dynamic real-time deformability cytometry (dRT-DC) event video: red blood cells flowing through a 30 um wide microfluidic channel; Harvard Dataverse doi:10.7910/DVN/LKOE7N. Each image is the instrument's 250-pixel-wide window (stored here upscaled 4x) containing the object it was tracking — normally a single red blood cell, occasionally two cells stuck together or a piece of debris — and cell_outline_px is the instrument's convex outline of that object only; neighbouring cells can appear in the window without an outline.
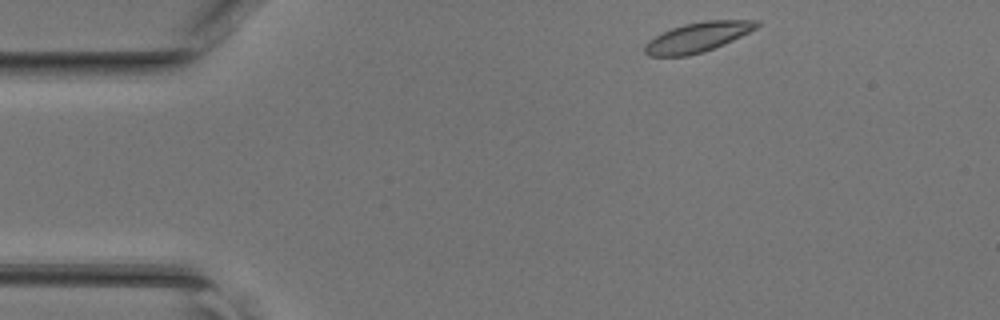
{"species": "common noctule bat (a hibernating species)", "species_latin": "Nyctalus noctula", "temperature_condition": "room temperature", "stored_images_in_passage": 40, "camera_frame_rate_fps": 3000, "um_per_image_px": 0.085, "animal": {"sex": "female", "body_mass_g": 17.0, "forearm_length_mm": 48.0}, "frame": {"image": 1, "passage_image": 1, "time_ms": 0.0, "image_size_px": [1000, 320], "cell_outline_px": [[760, 24], [756, 28], [724, 44], [704, 52], [688, 56], [648, 56], [644, 52], [644, 44], [648, 40], [672, 28], [684, 24], [704, 20], [760, 20]], "centroid_in_image_um": [59.28, 3.16], "position_along_channel_um": 25.7, "area_um2": 19.36}}
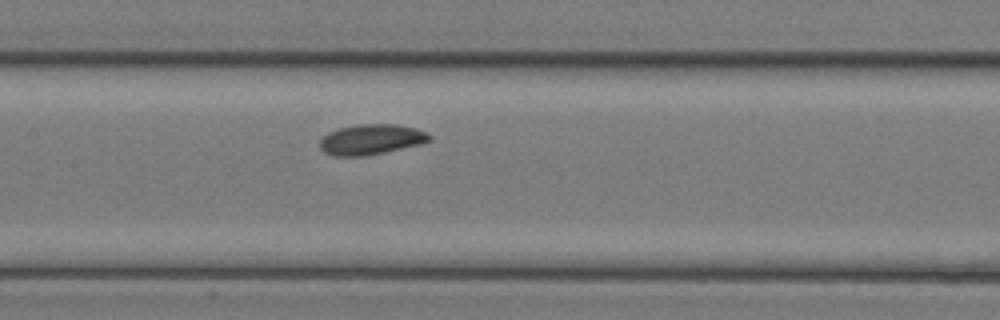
{"frame": {"image": 2, "passage_image": 16, "time_ms": 5.0, "image_size_px": [1000, 320], "cell_outline_px": [[432, 140], [420, 144], [384, 152], [364, 156], [332, 156], [324, 152], [320, 148], [320, 140], [328, 132], [340, 128], [360, 124], [396, 124], [416, 128], [428, 132], [432, 136]], "centroid_in_image_um": [31.57, 11.85], "position_along_channel_um": 175.8, "area_um2": 19.42}}
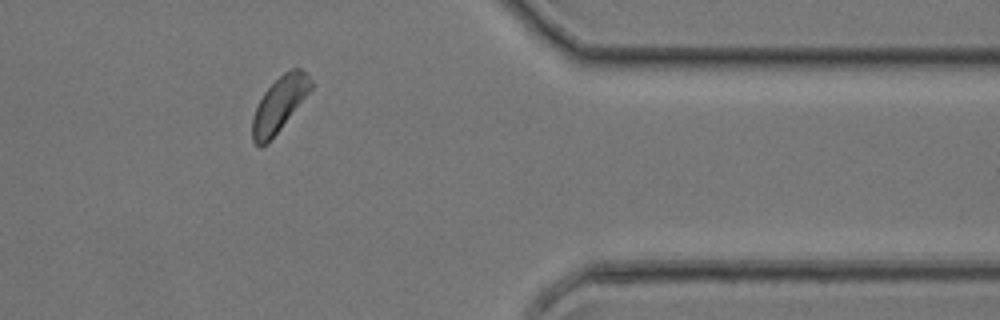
{"frame": {"image": 3, "passage_image": 32, "time_ms": 10.333, "image_size_px": [1000, 320], "cell_outline_px": [[312, 88], [280, 128], [260, 148], [252, 140], [252, 116], [264, 92], [284, 72], [292, 68], [300, 68], [312, 80]], "centroid_in_image_um": [23.73, 8.84], "position_along_channel_um": 387.7, "area_um2": 17.98}}